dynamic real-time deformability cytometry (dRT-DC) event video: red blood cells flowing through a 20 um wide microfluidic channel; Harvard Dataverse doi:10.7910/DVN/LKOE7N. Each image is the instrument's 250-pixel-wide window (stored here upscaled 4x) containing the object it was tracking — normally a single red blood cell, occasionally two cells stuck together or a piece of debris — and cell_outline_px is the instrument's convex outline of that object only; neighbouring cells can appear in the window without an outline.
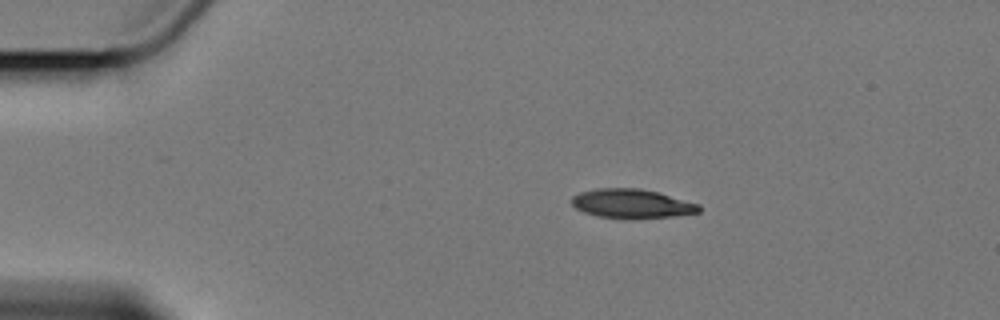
{"species": "Egyptian fruit bat (a non-hibernating species)", "species_latin": "Rousettus aegyptiacus", "temperature_condition": "cold", "stored_images_in_passage": 3, "camera_frame_rate_fps": 3000, "um_per_image_px": 0.085, "animal": {"sex": "female"}, "frame": {"image": 1, "passage_image": 1, "time_ms": 0.0, "image_size_px": [1000, 320], "cell_outline_px": [[700, 212], [672, 216], [632, 220], [596, 216], [584, 212], [576, 208], [572, 204], [572, 196], [580, 192], [596, 188], [640, 188], [660, 192], [700, 204]], "centroid_in_image_um": [53.71, 17.32], "position_along_channel_um": 31.3, "area_um2": 22.02}}
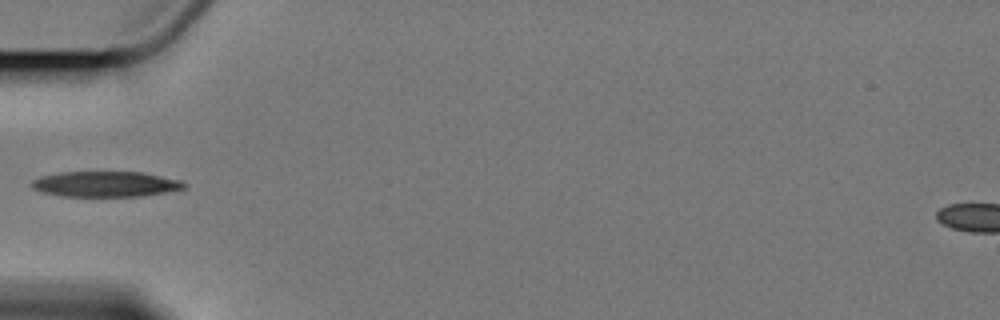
{"frame": {"image": 2, "passage_image": 3, "time_ms": 3.0, "image_size_px": [1000, 320], "cell_outline_px": [[188, 184], [184, 188], [144, 196], [64, 196], [44, 192], [32, 188], [32, 180], [40, 176], [60, 172], [140, 172], [180, 180]], "centroid_in_image_um": [8.97, 15.64], "position_along_channel_um": 76.0, "area_um2": 22.43}}